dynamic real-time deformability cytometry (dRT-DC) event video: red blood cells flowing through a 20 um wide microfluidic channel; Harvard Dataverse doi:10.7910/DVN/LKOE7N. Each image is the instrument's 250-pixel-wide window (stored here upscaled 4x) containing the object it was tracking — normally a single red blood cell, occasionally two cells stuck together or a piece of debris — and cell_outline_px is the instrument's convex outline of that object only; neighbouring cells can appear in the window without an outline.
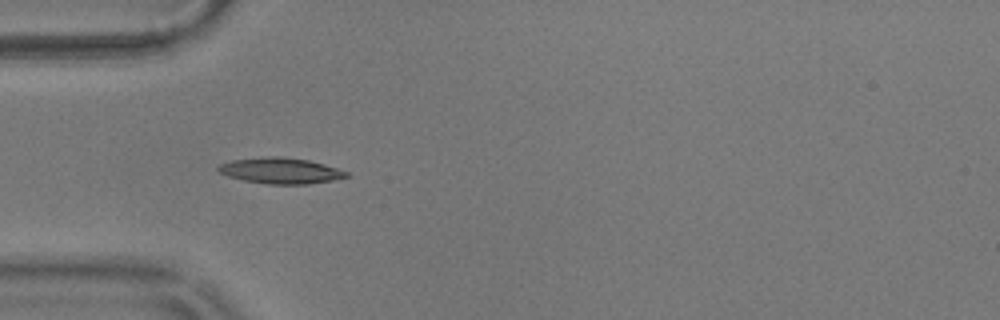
{"species": "common noctule bat (a hibernating species)", "species_latin": "Nyctalus noctula", "temperature_condition": "warm", "stored_images_in_passage": 40, "camera_frame_rate_fps": 3000, "um_per_image_px": 0.085, "animal": {"sex": "male", "body_mass_g": 17.9}, "frame": {"image": 1, "passage_image": 1, "time_ms": 0.0, "image_size_px": [1000, 320], "cell_outline_px": [[348, 176], [332, 180], [308, 184], [268, 184], [244, 180], [228, 176], [220, 172], [216, 168], [220, 164], [232, 160], [264, 156], [280, 156], [308, 160], [324, 164], [348, 172]], "centroid_in_image_um": [23.82, 14.5], "position_along_channel_um": 61.2, "area_um2": 19.19}}
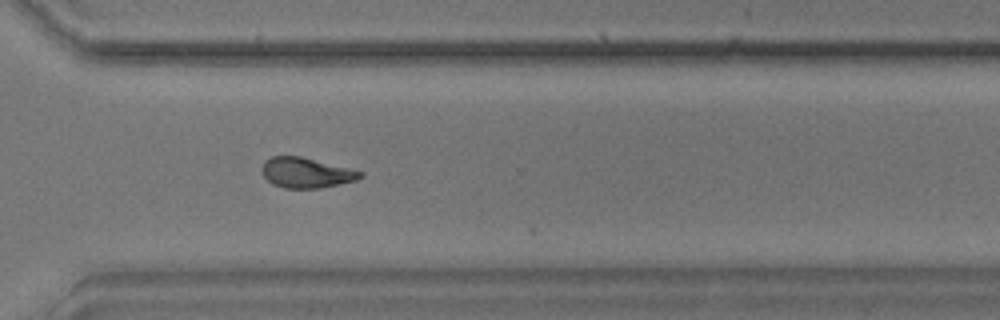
{"frame": {"image": 2, "passage_image": 25, "time_ms": 8.0, "image_size_px": [1000, 320], "cell_outline_px": [[364, 176], [356, 180], [320, 188], [284, 188], [272, 184], [260, 172], [260, 168], [264, 160], [272, 156], [300, 156], [364, 172]], "centroid_in_image_um": [25.98, 14.68], "position_along_channel_um": 344.6, "area_um2": 17.34}}
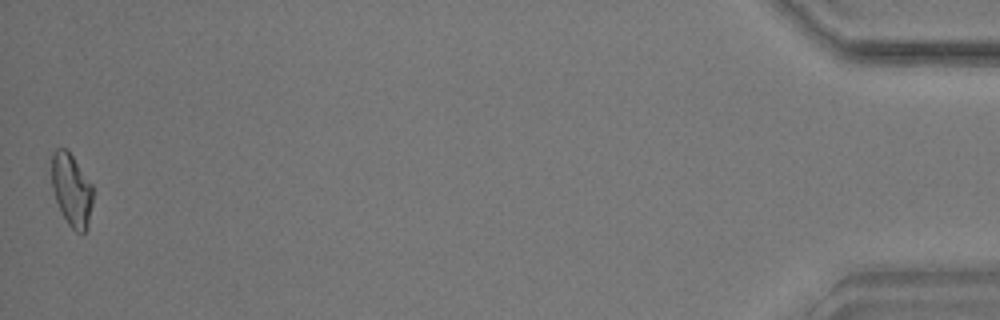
{"frame": {"image": 3, "passage_image": 40, "time_ms": 13.0, "image_size_px": [1000, 320], "cell_outline_px": [[92, 204], [88, 224], [84, 232], [76, 232], [68, 224], [56, 200], [52, 188], [52, 152], [56, 148], [64, 148], [72, 156], [92, 184]], "centroid_in_image_um": [6.08, 16.13], "position_along_channel_um": 429.1, "area_um2": 17.11}, "authors_computed_cell_mechanics": {"area_um2": 17.2822, "velocity_mm_per_s": 3.5648, "shape_relaxation_time_tau1_ms": 8.9338, "shape_relaxation_time_tau2_ms": 3.8027, "deformation_change_tau1": 0.2183, "deformation_change_tau2": 0.0992}}